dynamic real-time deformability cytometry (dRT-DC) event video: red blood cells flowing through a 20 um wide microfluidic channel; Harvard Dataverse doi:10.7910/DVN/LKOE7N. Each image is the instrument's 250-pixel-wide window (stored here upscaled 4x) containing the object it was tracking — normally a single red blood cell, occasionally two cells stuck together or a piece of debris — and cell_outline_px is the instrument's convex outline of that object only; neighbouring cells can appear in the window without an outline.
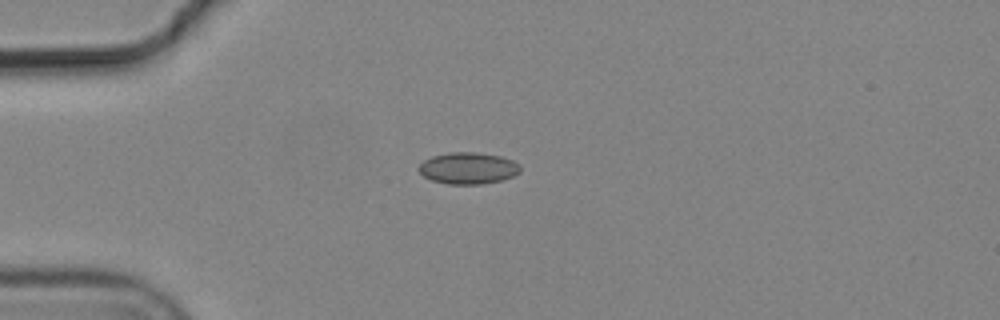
{"species": "common noctule bat (a hibernating species)", "species_latin": "Nyctalus noctula", "temperature_condition": "cold", "stored_images_in_passage": 5, "camera_frame_rate_fps": 3000, "um_per_image_px": 0.085, "animal": {"sex": "male", "body_mass_g": 19.2, "forearm_length_mm": 51.8}, "frame": {"image": 1, "passage_image": 1, "time_ms": 0.0, "image_size_px": [1000, 320], "cell_outline_px": [[520, 172], [512, 176], [500, 180], [484, 184], [448, 184], [432, 180], [424, 176], [416, 168], [424, 160], [432, 156], [452, 152], [476, 152], [500, 156], [512, 160], [520, 164]], "centroid_in_image_um": [39.78, 14.29], "position_along_channel_um": 45.2, "area_um2": 18.67}}
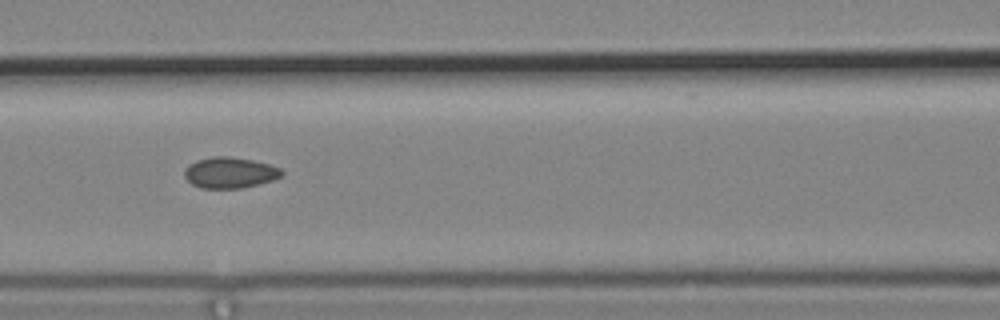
{"frame": {"image": 2, "passage_image": 4, "time_ms": 1.0, "image_size_px": [1000, 320], "cell_outline_px": [[284, 172], [280, 176], [272, 180], [260, 184], [244, 188], [200, 188], [192, 184], [184, 176], [184, 172], [188, 164], [196, 160], [212, 156], [228, 156], [252, 160], [268, 164], [280, 168]], "centroid_in_image_um": [19.52, 14.67], "position_along_channel_um": 147.1, "area_um2": 17.57}}
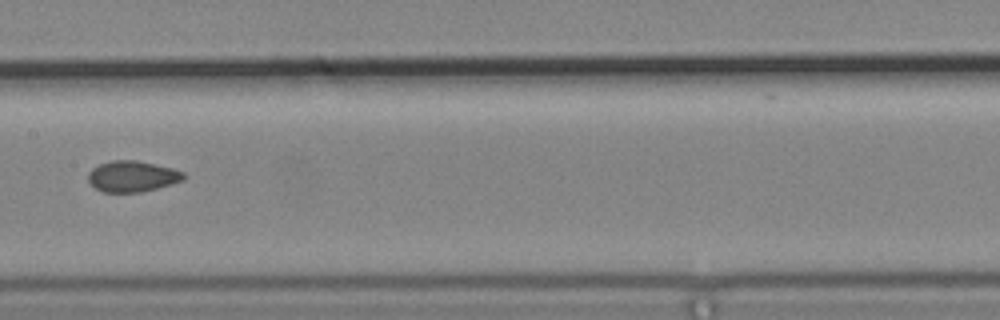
{"frame": {"image": 3, "passage_image": 5, "time_ms": 1.333, "image_size_px": [1000, 320], "cell_outline_px": [[184, 180], [172, 184], [140, 192], [104, 192], [96, 188], [88, 180], [88, 172], [92, 168], [100, 164], [112, 160], [136, 160], [172, 168], [184, 172]], "centroid_in_image_um": [11.24, 14.98], "position_along_channel_um": 196.2, "area_um2": 17.11}}